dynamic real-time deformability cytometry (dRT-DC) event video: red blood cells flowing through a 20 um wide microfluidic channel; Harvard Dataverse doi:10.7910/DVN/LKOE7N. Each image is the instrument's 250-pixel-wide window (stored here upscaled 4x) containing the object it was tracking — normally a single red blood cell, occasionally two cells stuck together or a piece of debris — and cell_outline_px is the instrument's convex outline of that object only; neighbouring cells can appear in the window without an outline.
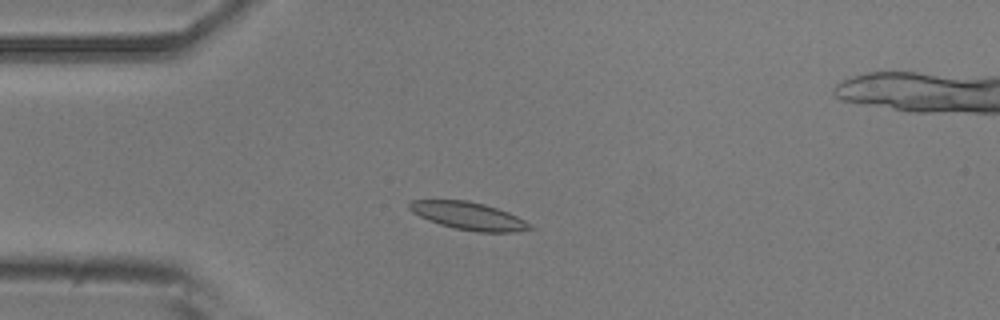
{"species": "common noctule bat (a hibernating species)", "species_latin": "Nyctalus noctula", "temperature_condition": "room temperature", "stored_images_in_passage": 7, "camera_frame_rate_fps": 3000, "um_per_image_px": 0.085, "animal": {"sex": "male", "body_mass_g": 20.5, "forearm_length_mm": 52.5}, "frame": {"image": 1, "passage_image": 3, "time_ms": 2.333, "image_size_px": [1000, 320], "cell_outline_px": [[536, 228], [516, 232], [476, 232], [456, 228], [440, 224], [428, 220], [412, 212], [408, 208], [408, 204], [412, 200], [468, 200], [484, 204], [508, 212], [532, 224]], "centroid_in_image_um": [39.85, 18.36], "position_along_channel_um": 45.1, "area_um2": 19.42}}
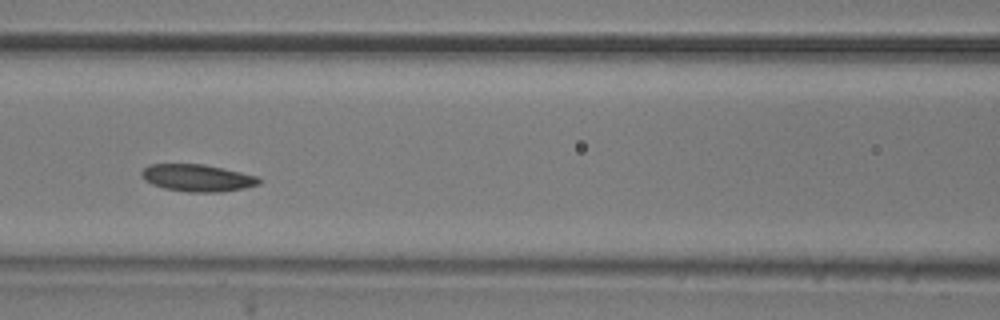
{"frame": {"image": 2, "passage_image": 6, "time_ms": 5.667, "image_size_px": [1000, 320], "cell_outline_px": [[260, 184], [244, 188], [220, 192], [188, 192], [164, 188], [152, 184], [144, 180], [140, 176], [140, 172], [148, 164], [204, 164], [240, 172], [256, 176], [260, 180]], "centroid_in_image_um": [16.73, 15.12], "position_along_channel_um": 149.9, "area_um2": 18.55}}
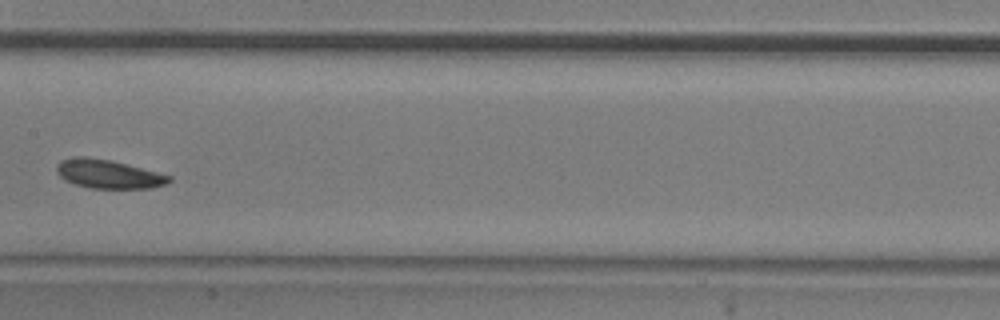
{"frame": {"image": 3, "passage_image": 7, "time_ms": 7.0, "image_size_px": [1000, 320], "cell_outline_px": [[172, 180], [168, 184], [152, 188], [88, 188], [64, 180], [56, 172], [56, 164], [60, 160], [76, 156], [84, 156], [112, 160], [172, 176]], "centroid_in_image_um": [9.2, 14.79], "position_along_channel_um": 198.2, "area_um2": 19.02}}